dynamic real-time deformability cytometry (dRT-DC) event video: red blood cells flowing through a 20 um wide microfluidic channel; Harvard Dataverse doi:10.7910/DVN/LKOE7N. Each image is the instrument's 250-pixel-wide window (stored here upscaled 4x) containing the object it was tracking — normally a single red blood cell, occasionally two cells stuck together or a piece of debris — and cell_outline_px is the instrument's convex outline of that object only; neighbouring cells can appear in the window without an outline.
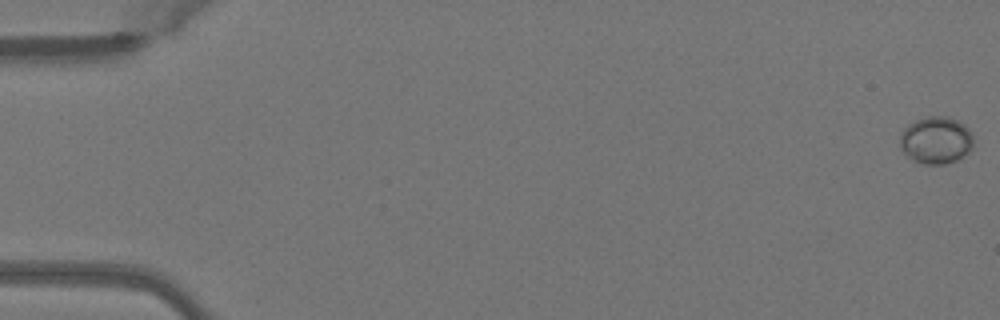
{"species": "Egyptian fruit bat (a non-hibernating species)", "species_latin": "Rousettus aegyptiacus", "temperature_condition": "warm", "stored_images_in_passage": 51, "camera_frame_rate_fps": 3000, "um_per_image_px": 0.085, "animal": {"sex": "female"}, "frame": {"image": 1, "passage_image": 1, "time_ms": 0.0, "image_size_px": [1000, 320], "cell_outline_px": [[972, 148], [968, 152], [956, 160], [944, 164], [924, 164], [912, 160], [900, 148], [900, 136], [904, 128], [908, 124], [916, 120], [928, 116], [948, 116], [964, 124], [972, 132]], "centroid_in_image_um": [79.55, 11.91], "position_along_channel_um": 5.4, "area_um2": 20.23}}
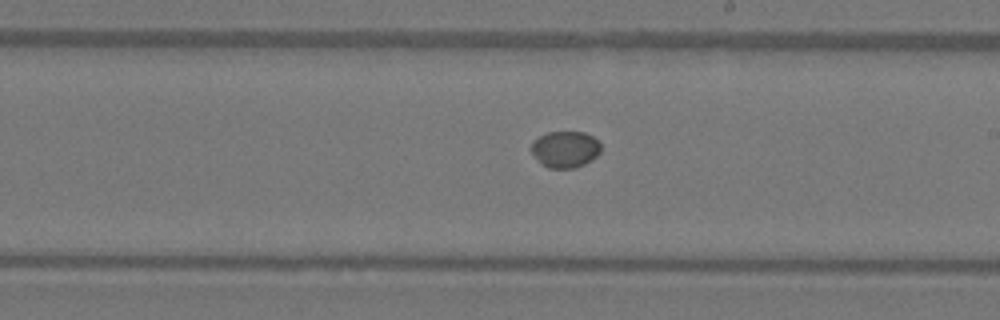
{"frame": {"image": 2, "passage_image": 30, "time_ms": 9.667, "image_size_px": [1000, 320], "cell_outline_px": [[600, 152], [592, 160], [576, 168], [548, 168], [540, 164], [528, 148], [540, 136], [548, 132], [584, 132], [592, 136], [600, 144]], "centroid_in_image_um": [48.02, 12.71], "position_along_channel_um": 241.0, "area_um2": 14.85}}
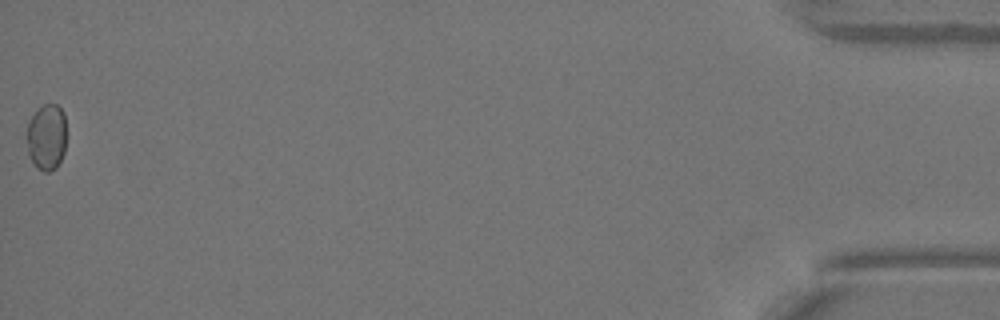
{"frame": {"image": 3, "passage_image": 51, "time_ms": 16.667, "image_size_px": [1000, 320], "cell_outline_px": [[64, 152], [56, 168], [48, 172], [44, 172], [36, 168], [28, 156], [28, 124], [32, 116], [44, 104], [56, 104], [64, 112]], "centroid_in_image_um": [3.95, 11.68], "position_along_channel_um": 431.2, "area_um2": 14.97}}